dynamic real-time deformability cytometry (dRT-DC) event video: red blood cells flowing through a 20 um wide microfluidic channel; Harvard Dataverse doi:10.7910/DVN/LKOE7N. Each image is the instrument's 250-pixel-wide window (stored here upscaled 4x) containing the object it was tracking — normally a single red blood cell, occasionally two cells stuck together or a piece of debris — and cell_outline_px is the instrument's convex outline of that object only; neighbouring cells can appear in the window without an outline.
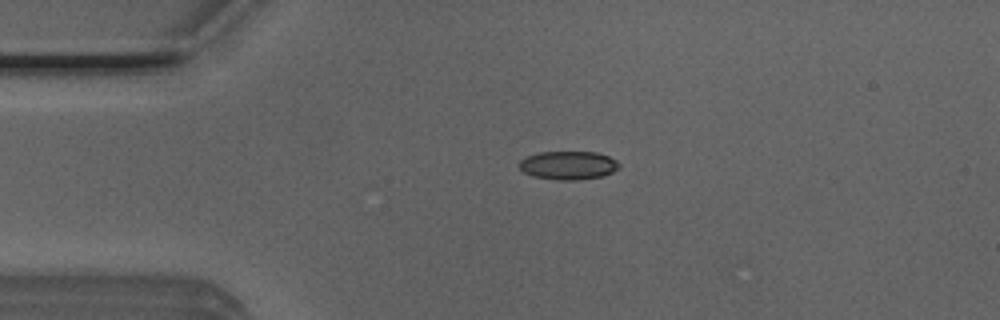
{"species": "Egyptian fruit bat (a non-hibernating species)", "species_latin": "Rousettus aegyptiacus", "temperature_condition": "room temperature", "stored_images_in_passage": 42, "camera_frame_rate_fps": 3000, "um_per_image_px": 0.085, "animal": {"sex": "male"}, "frame": {"image": 1, "passage_image": 7, "time_ms": 2.0, "image_size_px": [1000, 320], "cell_outline_px": [[620, 168], [604, 176], [580, 180], [556, 180], [532, 176], [524, 172], [520, 168], [520, 160], [524, 156], [540, 152], [596, 152], [608, 156], [616, 160], [620, 164]], "centroid_in_image_um": [48.31, 14.06], "position_along_channel_um": 36.7, "area_um2": 16.76}}
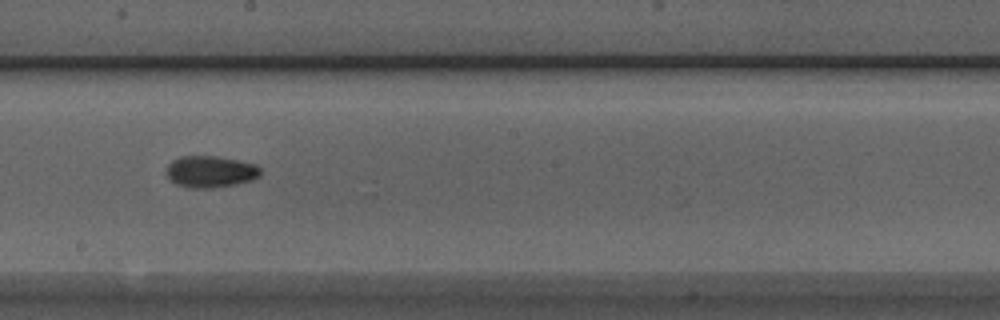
{"frame": {"image": 2, "passage_image": 24, "time_ms": 7.667, "image_size_px": [1000, 320], "cell_outline_px": [[260, 176], [252, 180], [236, 184], [212, 188], [188, 188], [176, 184], [164, 172], [168, 164], [172, 160], [180, 156], [216, 156], [256, 164], [260, 168]], "centroid_in_image_um": [17.86, 14.59], "position_along_channel_um": 230.3, "area_um2": 17.46}}
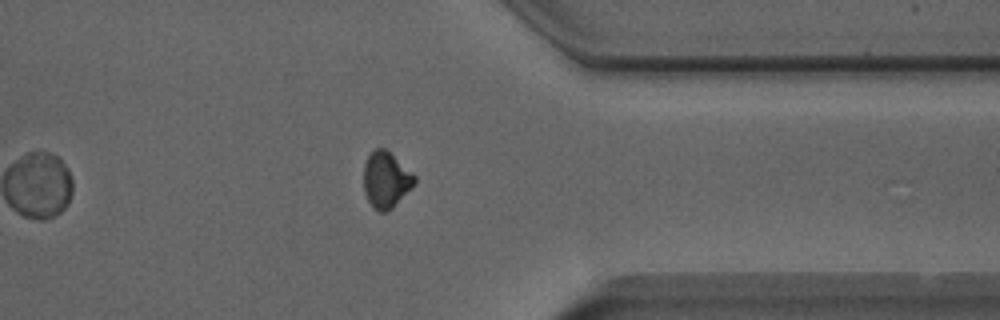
{"frame": {"image": 3, "passage_image": 36, "time_ms": 11.667, "image_size_px": [1000, 320], "cell_outline_px": [[416, 184], [388, 212], [380, 212], [372, 208], [364, 192], [364, 164], [368, 156], [376, 148], [384, 148], [412, 172], [416, 176]], "centroid_in_image_um": [32.82, 15.32], "position_along_channel_um": 378.6, "area_um2": 16.65}, "authors_computed_cell_mechanics": {"area_um2": 16.7909, "velocity_mm_per_s": 3.9476, "shape_relaxation_time_tau1_ms": 4.0043, "shape_relaxation_time_tau2_ms": 4.0451, "deformation_change_tau1": 0.0977, "deformation_change_tau2": 0.0714}}